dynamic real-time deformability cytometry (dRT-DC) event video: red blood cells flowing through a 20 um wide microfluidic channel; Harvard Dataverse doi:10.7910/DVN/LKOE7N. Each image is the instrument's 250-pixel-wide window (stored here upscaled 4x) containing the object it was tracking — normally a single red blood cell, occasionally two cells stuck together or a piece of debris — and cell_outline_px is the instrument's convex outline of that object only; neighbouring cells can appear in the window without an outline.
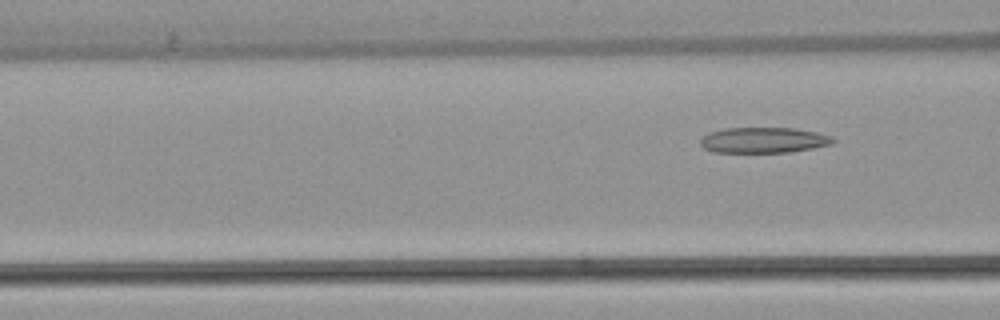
{"species": "common noctule bat (a hibernating species)", "species_latin": "Nyctalus noctula", "temperature_condition": "warm", "stored_images_in_passage": 6, "camera_frame_rate_fps": 3000, "um_per_image_px": 0.085, "animal": {"sex": "female", "body_mass_g": 22.7, "forearm_length_mm": 54.2}, "frame": {"image": 1, "passage_image": 6, "time_ms": 6.0, "image_size_px": [1000, 320], "cell_outline_px": [[836, 140], [832, 144], [812, 148], [788, 152], [712, 152], [704, 148], [700, 144], [700, 140], [708, 132], [724, 128], [792, 128], [816, 132], [832, 136]], "centroid_in_image_um": [64.89, 11.91], "position_along_channel_um": 101.7, "area_um2": 19.77}}